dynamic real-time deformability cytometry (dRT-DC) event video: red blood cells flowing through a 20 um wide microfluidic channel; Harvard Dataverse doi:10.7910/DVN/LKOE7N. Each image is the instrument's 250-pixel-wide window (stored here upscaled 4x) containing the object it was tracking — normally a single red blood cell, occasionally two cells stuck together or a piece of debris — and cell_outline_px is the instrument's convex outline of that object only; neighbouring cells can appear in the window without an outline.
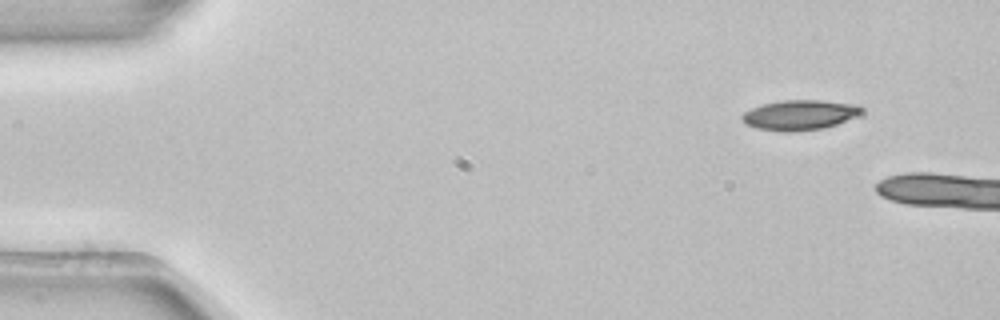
{"species": "common noctule bat (a hibernating species)", "species_latin": "Nyctalus noctula", "temperature_condition": "room temperature", "stored_images_in_passage": 2, "camera_frame_rate_fps": 3000, "um_per_image_px": 0.085, "animal": {"sex": "female", "body_mass_g": 22.7, "forearm_length_mm": 54.2}, "frame": {"image": 1, "passage_image": 1, "time_ms": 0.0, "image_size_px": [1000, 320], "cell_outline_px": [[864, 112], [860, 116], [824, 128], [796, 132], [780, 132], [756, 128], [744, 124], [740, 116], [744, 112], [752, 108], [764, 104], [784, 100], [820, 100], [856, 104], [864, 108]], "centroid_in_image_um": [68.0, 9.78], "position_along_channel_um": 17.0, "area_um2": 21.27}}